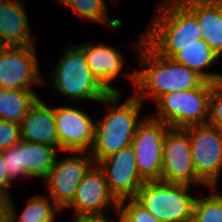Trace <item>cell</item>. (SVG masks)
<instances>
[{"label": "cell", "mask_w": 222, "mask_h": 222, "mask_svg": "<svg viewBox=\"0 0 222 222\" xmlns=\"http://www.w3.org/2000/svg\"><path fill=\"white\" fill-rule=\"evenodd\" d=\"M144 70L127 74L137 88L135 95L143 102L150 95L155 102L164 94L199 87L205 79L196 71L159 55L145 40L138 43ZM148 90V91H147Z\"/></svg>", "instance_id": "6da1fadb"}, {"label": "cell", "mask_w": 222, "mask_h": 222, "mask_svg": "<svg viewBox=\"0 0 222 222\" xmlns=\"http://www.w3.org/2000/svg\"><path fill=\"white\" fill-rule=\"evenodd\" d=\"M144 34V40L159 54L172 58L180 47L197 44L202 30L196 16L180 0H164ZM162 9V10H161Z\"/></svg>", "instance_id": "7a4b0ae2"}, {"label": "cell", "mask_w": 222, "mask_h": 222, "mask_svg": "<svg viewBox=\"0 0 222 222\" xmlns=\"http://www.w3.org/2000/svg\"><path fill=\"white\" fill-rule=\"evenodd\" d=\"M119 92H110L101 99V103L111 105L102 121L94 126V140L90 149L92 160L97 164L100 160L109 157L131 145L138 124L142 101L134 94L121 105ZM113 105L115 107H113Z\"/></svg>", "instance_id": "3957f363"}, {"label": "cell", "mask_w": 222, "mask_h": 222, "mask_svg": "<svg viewBox=\"0 0 222 222\" xmlns=\"http://www.w3.org/2000/svg\"><path fill=\"white\" fill-rule=\"evenodd\" d=\"M191 185L147 181L134 199L161 222H192L196 198Z\"/></svg>", "instance_id": "277c9868"}, {"label": "cell", "mask_w": 222, "mask_h": 222, "mask_svg": "<svg viewBox=\"0 0 222 222\" xmlns=\"http://www.w3.org/2000/svg\"><path fill=\"white\" fill-rule=\"evenodd\" d=\"M67 49L53 72V87L73 101L100 102L109 92L93 76L86 62L85 44Z\"/></svg>", "instance_id": "5b68a950"}, {"label": "cell", "mask_w": 222, "mask_h": 222, "mask_svg": "<svg viewBox=\"0 0 222 222\" xmlns=\"http://www.w3.org/2000/svg\"><path fill=\"white\" fill-rule=\"evenodd\" d=\"M211 82L199 87L162 95L157 102V118L170 128L207 124L209 120ZM207 117V118H206Z\"/></svg>", "instance_id": "8992f818"}, {"label": "cell", "mask_w": 222, "mask_h": 222, "mask_svg": "<svg viewBox=\"0 0 222 222\" xmlns=\"http://www.w3.org/2000/svg\"><path fill=\"white\" fill-rule=\"evenodd\" d=\"M184 129L190 139L195 173L204 185L214 190L222 169V129L208 123Z\"/></svg>", "instance_id": "52a82bcc"}, {"label": "cell", "mask_w": 222, "mask_h": 222, "mask_svg": "<svg viewBox=\"0 0 222 222\" xmlns=\"http://www.w3.org/2000/svg\"><path fill=\"white\" fill-rule=\"evenodd\" d=\"M170 127L153 117L143 118L131 142L137 171L145 181H161L163 141Z\"/></svg>", "instance_id": "ba28073f"}, {"label": "cell", "mask_w": 222, "mask_h": 222, "mask_svg": "<svg viewBox=\"0 0 222 222\" xmlns=\"http://www.w3.org/2000/svg\"><path fill=\"white\" fill-rule=\"evenodd\" d=\"M161 181L203 184L193 168L190 139L184 128H169L164 135Z\"/></svg>", "instance_id": "9c48e42d"}, {"label": "cell", "mask_w": 222, "mask_h": 222, "mask_svg": "<svg viewBox=\"0 0 222 222\" xmlns=\"http://www.w3.org/2000/svg\"><path fill=\"white\" fill-rule=\"evenodd\" d=\"M97 165L104 172L109 191L118 202L134 198L145 182L137 171L135 153L131 145L100 160Z\"/></svg>", "instance_id": "30bf717a"}, {"label": "cell", "mask_w": 222, "mask_h": 222, "mask_svg": "<svg viewBox=\"0 0 222 222\" xmlns=\"http://www.w3.org/2000/svg\"><path fill=\"white\" fill-rule=\"evenodd\" d=\"M34 47L9 46L0 54V88L31 90L43 82Z\"/></svg>", "instance_id": "8fae6325"}, {"label": "cell", "mask_w": 222, "mask_h": 222, "mask_svg": "<svg viewBox=\"0 0 222 222\" xmlns=\"http://www.w3.org/2000/svg\"><path fill=\"white\" fill-rule=\"evenodd\" d=\"M90 157H68L57 161L45 178L48 185L51 202L61 210L73 200L76 190L90 168L94 165ZM92 164V165H91Z\"/></svg>", "instance_id": "7c38bea8"}, {"label": "cell", "mask_w": 222, "mask_h": 222, "mask_svg": "<svg viewBox=\"0 0 222 222\" xmlns=\"http://www.w3.org/2000/svg\"><path fill=\"white\" fill-rule=\"evenodd\" d=\"M111 204H114L116 210L119 202L110 193L104 172L95 164L80 182L73 200L67 207H73L77 216H95L108 220L104 210Z\"/></svg>", "instance_id": "4fadbf2b"}, {"label": "cell", "mask_w": 222, "mask_h": 222, "mask_svg": "<svg viewBox=\"0 0 222 222\" xmlns=\"http://www.w3.org/2000/svg\"><path fill=\"white\" fill-rule=\"evenodd\" d=\"M59 149L68 152L90 151L94 140V122L72 107H54Z\"/></svg>", "instance_id": "5bb4252c"}, {"label": "cell", "mask_w": 222, "mask_h": 222, "mask_svg": "<svg viewBox=\"0 0 222 222\" xmlns=\"http://www.w3.org/2000/svg\"><path fill=\"white\" fill-rule=\"evenodd\" d=\"M21 140L58 146V134L54 108H49L40 97L31 106L25 118L19 123Z\"/></svg>", "instance_id": "9a60e30c"}, {"label": "cell", "mask_w": 222, "mask_h": 222, "mask_svg": "<svg viewBox=\"0 0 222 222\" xmlns=\"http://www.w3.org/2000/svg\"><path fill=\"white\" fill-rule=\"evenodd\" d=\"M197 18L202 39L219 57L222 54V0H180Z\"/></svg>", "instance_id": "2e32d148"}, {"label": "cell", "mask_w": 222, "mask_h": 222, "mask_svg": "<svg viewBox=\"0 0 222 222\" xmlns=\"http://www.w3.org/2000/svg\"><path fill=\"white\" fill-rule=\"evenodd\" d=\"M21 0H0V38L9 46H31L29 21Z\"/></svg>", "instance_id": "e0dca14e"}, {"label": "cell", "mask_w": 222, "mask_h": 222, "mask_svg": "<svg viewBox=\"0 0 222 222\" xmlns=\"http://www.w3.org/2000/svg\"><path fill=\"white\" fill-rule=\"evenodd\" d=\"M86 62L93 76L110 93L118 92L110 86L119 76L123 67V57L114 48L102 44H85Z\"/></svg>", "instance_id": "ac0fdd59"}, {"label": "cell", "mask_w": 222, "mask_h": 222, "mask_svg": "<svg viewBox=\"0 0 222 222\" xmlns=\"http://www.w3.org/2000/svg\"><path fill=\"white\" fill-rule=\"evenodd\" d=\"M57 150L51 145L22 140L20 167L28 177L46 178L54 166Z\"/></svg>", "instance_id": "d6986e66"}, {"label": "cell", "mask_w": 222, "mask_h": 222, "mask_svg": "<svg viewBox=\"0 0 222 222\" xmlns=\"http://www.w3.org/2000/svg\"><path fill=\"white\" fill-rule=\"evenodd\" d=\"M217 58L218 56L203 39L197 41V44L180 47V51L172 57L174 61L196 71L209 82L222 77L220 74L202 70L209 67Z\"/></svg>", "instance_id": "ffe728a7"}, {"label": "cell", "mask_w": 222, "mask_h": 222, "mask_svg": "<svg viewBox=\"0 0 222 222\" xmlns=\"http://www.w3.org/2000/svg\"><path fill=\"white\" fill-rule=\"evenodd\" d=\"M38 98L32 90L0 88V119L19 124Z\"/></svg>", "instance_id": "44dd1931"}, {"label": "cell", "mask_w": 222, "mask_h": 222, "mask_svg": "<svg viewBox=\"0 0 222 222\" xmlns=\"http://www.w3.org/2000/svg\"><path fill=\"white\" fill-rule=\"evenodd\" d=\"M62 4L73 8L85 19L93 22L107 23L113 28L122 27V21L119 19L109 20L106 16V5L104 0H59Z\"/></svg>", "instance_id": "7402d4cb"}, {"label": "cell", "mask_w": 222, "mask_h": 222, "mask_svg": "<svg viewBox=\"0 0 222 222\" xmlns=\"http://www.w3.org/2000/svg\"><path fill=\"white\" fill-rule=\"evenodd\" d=\"M59 210L61 209L58 206H53L42 195L33 196L28 199L27 206L17 219L18 222H54L55 213Z\"/></svg>", "instance_id": "603a6c76"}, {"label": "cell", "mask_w": 222, "mask_h": 222, "mask_svg": "<svg viewBox=\"0 0 222 222\" xmlns=\"http://www.w3.org/2000/svg\"><path fill=\"white\" fill-rule=\"evenodd\" d=\"M213 193L195 200L192 222H222V195Z\"/></svg>", "instance_id": "cb8c5ba5"}, {"label": "cell", "mask_w": 222, "mask_h": 222, "mask_svg": "<svg viewBox=\"0 0 222 222\" xmlns=\"http://www.w3.org/2000/svg\"><path fill=\"white\" fill-rule=\"evenodd\" d=\"M125 201H127V199L120 200L118 208L114 210L120 217L119 222H161L134 198H130L129 203L124 207V204H126Z\"/></svg>", "instance_id": "d4e9b609"}, {"label": "cell", "mask_w": 222, "mask_h": 222, "mask_svg": "<svg viewBox=\"0 0 222 222\" xmlns=\"http://www.w3.org/2000/svg\"><path fill=\"white\" fill-rule=\"evenodd\" d=\"M208 124L222 129V77L211 82Z\"/></svg>", "instance_id": "484cf974"}, {"label": "cell", "mask_w": 222, "mask_h": 222, "mask_svg": "<svg viewBox=\"0 0 222 222\" xmlns=\"http://www.w3.org/2000/svg\"><path fill=\"white\" fill-rule=\"evenodd\" d=\"M22 151V140L14 144L12 147L2 150L3 159L7 165L9 179L15 178L17 175L28 177L23 168L20 167V152Z\"/></svg>", "instance_id": "4316f807"}, {"label": "cell", "mask_w": 222, "mask_h": 222, "mask_svg": "<svg viewBox=\"0 0 222 222\" xmlns=\"http://www.w3.org/2000/svg\"><path fill=\"white\" fill-rule=\"evenodd\" d=\"M21 141L19 124L0 119V151Z\"/></svg>", "instance_id": "83f0119b"}, {"label": "cell", "mask_w": 222, "mask_h": 222, "mask_svg": "<svg viewBox=\"0 0 222 222\" xmlns=\"http://www.w3.org/2000/svg\"><path fill=\"white\" fill-rule=\"evenodd\" d=\"M6 166L7 165L3 159L2 151H0V193L8 198L10 195H8L7 191L11 187V182Z\"/></svg>", "instance_id": "f1b7e54d"}, {"label": "cell", "mask_w": 222, "mask_h": 222, "mask_svg": "<svg viewBox=\"0 0 222 222\" xmlns=\"http://www.w3.org/2000/svg\"><path fill=\"white\" fill-rule=\"evenodd\" d=\"M5 208H6V215L4 218V222H16L17 215L15 214L16 212L14 209V205L10 197L6 198Z\"/></svg>", "instance_id": "f546056e"}, {"label": "cell", "mask_w": 222, "mask_h": 222, "mask_svg": "<svg viewBox=\"0 0 222 222\" xmlns=\"http://www.w3.org/2000/svg\"><path fill=\"white\" fill-rule=\"evenodd\" d=\"M111 221L110 219H102L99 217L95 216H77L73 222H109Z\"/></svg>", "instance_id": "4dcf8cb0"}, {"label": "cell", "mask_w": 222, "mask_h": 222, "mask_svg": "<svg viewBox=\"0 0 222 222\" xmlns=\"http://www.w3.org/2000/svg\"><path fill=\"white\" fill-rule=\"evenodd\" d=\"M5 203L6 197L2 193H0V216L6 215Z\"/></svg>", "instance_id": "1f68e13d"}, {"label": "cell", "mask_w": 222, "mask_h": 222, "mask_svg": "<svg viewBox=\"0 0 222 222\" xmlns=\"http://www.w3.org/2000/svg\"><path fill=\"white\" fill-rule=\"evenodd\" d=\"M9 45L0 38V54H2Z\"/></svg>", "instance_id": "d6a6232c"}, {"label": "cell", "mask_w": 222, "mask_h": 222, "mask_svg": "<svg viewBox=\"0 0 222 222\" xmlns=\"http://www.w3.org/2000/svg\"><path fill=\"white\" fill-rule=\"evenodd\" d=\"M5 216H0V222H4Z\"/></svg>", "instance_id": "836d02e7"}]
</instances>
